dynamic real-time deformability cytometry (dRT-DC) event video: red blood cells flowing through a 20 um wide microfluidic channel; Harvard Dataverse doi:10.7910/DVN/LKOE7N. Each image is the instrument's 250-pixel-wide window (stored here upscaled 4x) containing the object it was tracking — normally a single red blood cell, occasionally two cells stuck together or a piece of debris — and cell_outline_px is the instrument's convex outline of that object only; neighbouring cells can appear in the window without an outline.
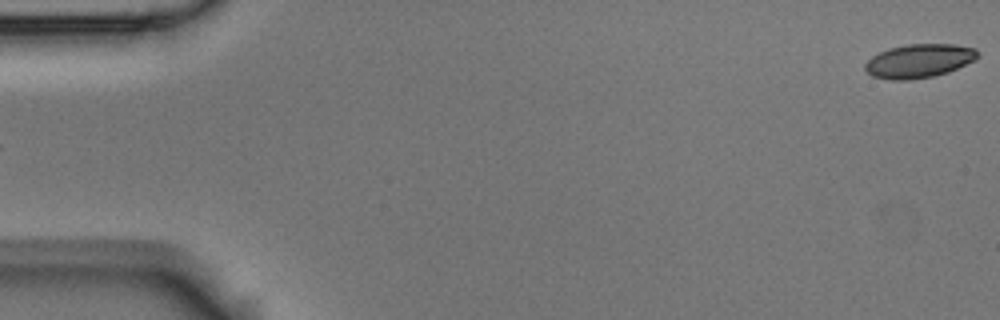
{"species": "Egyptian fruit bat (a non-hibernating species)", "species_latin": "Rousettus aegyptiacus", "temperature_condition": "room temperature", "stored_images_in_passage": 5, "segment_of_instrument_passage": [2, 2], "camera_frame_rate_fps": 3000, "um_per_image_px": 0.085, "animal": {"sex": "male"}, "frame": {"image": 1, "passage_image": 5, "time_ms": 1.333, "image_size_px": [1000, 320], "cell_outline_px": [[980, 56], [976, 60], [948, 72], [932, 76], [908, 80], [892, 80], [872, 76], [864, 68], [864, 64], [872, 56], [888, 48], [908, 44], [956, 44], [976, 48], [980, 52]], "centroid_in_image_um": [78.16, 5.16], "position_along_channel_um": 6.8, "area_um2": 22.31}}